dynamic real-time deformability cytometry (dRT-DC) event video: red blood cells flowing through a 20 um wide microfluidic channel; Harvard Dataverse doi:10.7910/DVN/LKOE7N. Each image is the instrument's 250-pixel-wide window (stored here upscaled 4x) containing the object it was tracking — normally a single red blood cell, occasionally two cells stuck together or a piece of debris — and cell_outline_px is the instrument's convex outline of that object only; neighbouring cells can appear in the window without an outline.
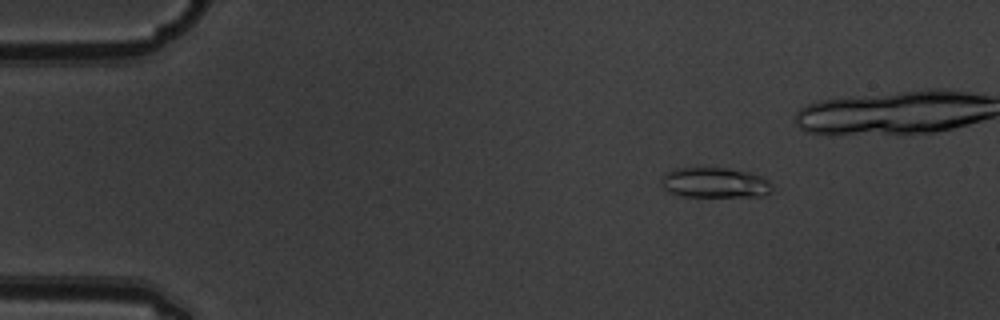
{"species": "common noctule bat (a hibernating species)", "species_latin": "Nyctalus noctula", "temperature_condition": "warm", "stored_images_in_passage": 6, "camera_frame_rate_fps": 3000, "um_per_image_px": 0.085, "animal": {"sex": "male", "body_mass_g": 19.5, "forearm_length_mm": 54.6}, "frame": {"image": 1, "passage_image": 3, "time_ms": 0.667, "image_size_px": [1000, 320], "cell_outline_px": [[772, 192], [764, 196], [684, 196], [668, 192], [664, 188], [660, 180], [668, 172], [676, 168], [728, 168], [752, 172], [768, 180], [772, 184]], "centroid_in_image_um": [60.8, 15.53], "position_along_channel_um": 24.2, "area_um2": 19.54}}